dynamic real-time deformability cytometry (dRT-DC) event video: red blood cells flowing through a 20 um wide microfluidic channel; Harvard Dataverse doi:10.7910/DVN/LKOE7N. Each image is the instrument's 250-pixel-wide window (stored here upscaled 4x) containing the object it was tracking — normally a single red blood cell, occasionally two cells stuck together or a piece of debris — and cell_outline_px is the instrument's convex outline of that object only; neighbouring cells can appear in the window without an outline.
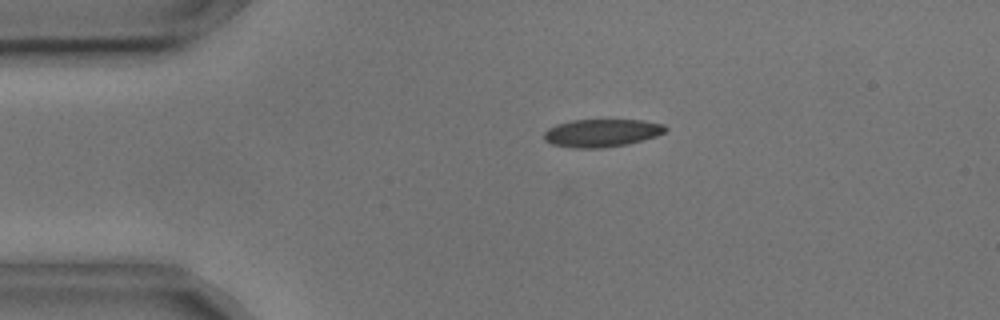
{"species": "common noctule bat (a hibernating species)", "species_latin": "Nyctalus noctula", "temperature_condition": "cold", "stored_images_in_passage": 4, "camera_frame_rate_fps": 3000, "um_per_image_px": 0.085, "animal": {"sex": "male", "body_mass_g": 17.9, "forearm_length_mm": 54.2}, "frame": {"image": 1, "passage_image": 3, "time_ms": 0.667, "image_size_px": [1000, 320], "cell_outline_px": [[668, 128], [664, 132], [656, 136], [644, 140], [628, 144], [600, 148], [572, 148], [552, 144], [544, 140], [544, 132], [548, 128], [556, 124], [572, 120], [644, 120], [664, 124]], "centroid_in_image_um": [51.15, 11.3], "position_along_channel_um": 33.9, "area_um2": 19.83}}